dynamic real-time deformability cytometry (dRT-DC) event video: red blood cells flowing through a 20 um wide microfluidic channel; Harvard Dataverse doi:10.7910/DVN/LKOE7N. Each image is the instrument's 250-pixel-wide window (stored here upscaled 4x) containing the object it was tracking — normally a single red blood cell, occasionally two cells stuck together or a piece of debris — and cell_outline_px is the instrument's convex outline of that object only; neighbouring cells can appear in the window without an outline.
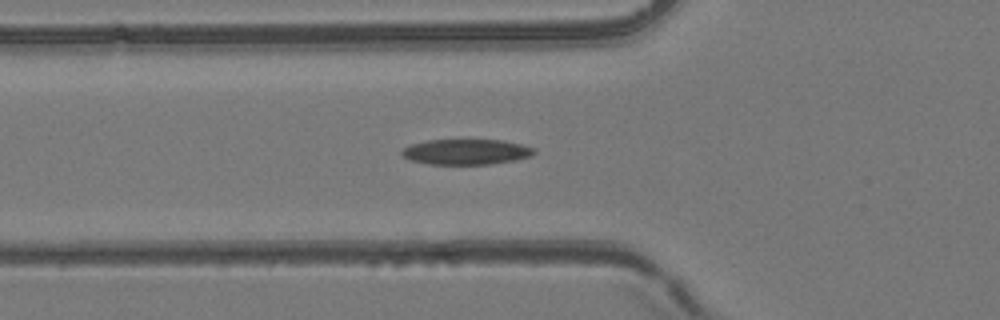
{"species": "common noctule bat (a hibernating species)", "species_latin": "Nyctalus noctula", "temperature_condition": "room temperature", "stored_images_in_passage": 38, "camera_frame_rate_fps": 3000, "um_per_image_px": 0.085, "animal": {"sex": "female", "body_mass_g": 24.6, "forearm_length_mm": 56.2}, "frame": {"image": 1, "passage_image": 9, "time_ms": 2.667, "image_size_px": [1000, 320], "cell_outline_px": [[536, 152], [532, 156], [516, 160], [488, 164], [428, 164], [412, 160], [404, 156], [400, 152], [404, 148], [412, 144], [428, 140], [504, 140], [536, 148]], "centroid_in_image_um": [39.68, 12.9], "position_along_channel_um": 86.1, "area_um2": 19.54}}
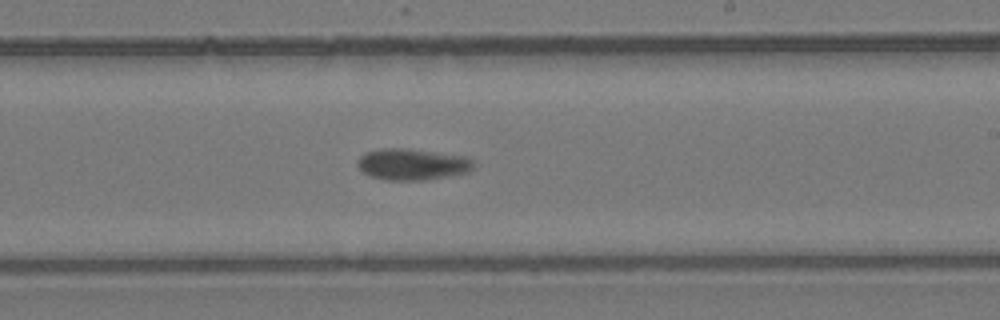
{"frame": {"image": 2, "passage_image": 22, "time_ms": 7.0, "image_size_px": [1000, 320], "cell_outline_px": [[476, 164], [468, 172], [424, 180], [388, 180], [372, 176], [364, 172], [356, 164], [356, 160], [360, 156], [368, 152], [380, 148], [408, 148], [468, 156]], "centroid_in_image_um": [35.07, 13.95], "position_along_channel_um": 253.9, "area_um2": 21.27}}
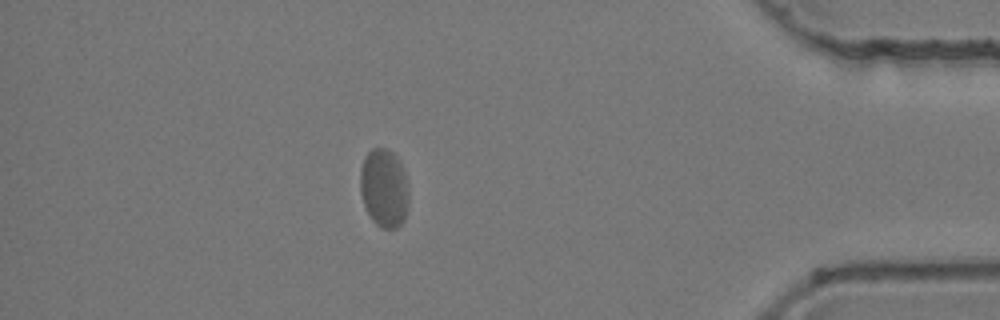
{"frame": {"image": 3, "passage_image": 37, "time_ms": 12.0, "image_size_px": [1000, 320], "cell_outline_px": [[408, 208], [404, 220], [396, 228], [384, 228], [376, 224], [372, 220], [364, 204], [360, 192], [360, 168], [364, 156], [372, 148], [384, 148], [392, 152], [400, 160], [404, 168], [408, 184]], "centroid_in_image_um": [32.66, 15.96], "position_along_channel_um": 402.5, "area_um2": 22.54}}